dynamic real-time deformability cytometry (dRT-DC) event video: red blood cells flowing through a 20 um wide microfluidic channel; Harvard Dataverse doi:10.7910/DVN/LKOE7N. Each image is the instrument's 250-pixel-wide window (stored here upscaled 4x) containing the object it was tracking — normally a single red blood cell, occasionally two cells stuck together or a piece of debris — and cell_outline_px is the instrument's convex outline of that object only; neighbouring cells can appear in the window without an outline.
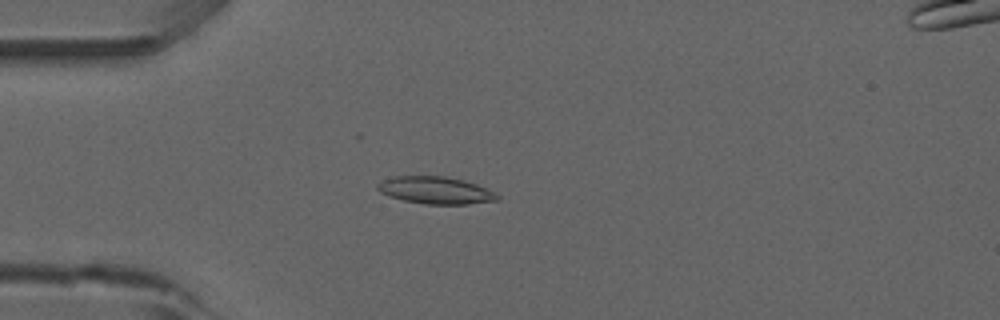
{"species": "common noctule bat (a hibernating species)", "species_latin": "Nyctalus noctula", "temperature_condition": "room temperature", "stored_images_in_passage": 39, "camera_frame_rate_fps": 3000, "um_per_image_px": 0.085, "animal": {"sex": "male", "forearm_length_mm": 52.5}, "frame": {"image": 1, "passage_image": 1, "time_ms": 0.0, "image_size_px": [1000, 320], "cell_outline_px": [[500, 200], [468, 204], [424, 204], [404, 200], [388, 196], [380, 192], [376, 188], [376, 184], [384, 180], [396, 176], [444, 176], [464, 180], [476, 184], [500, 196]], "centroid_in_image_um": [37.01, 16.18], "position_along_channel_um": 48.0, "area_um2": 18.9}}
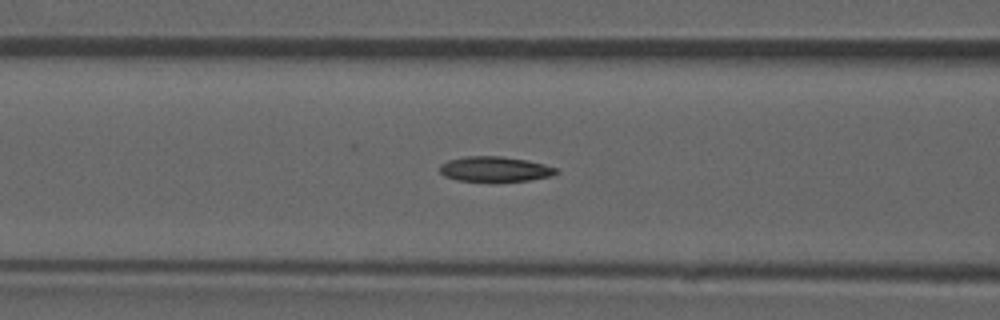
{"frame": {"image": 2, "passage_image": 8, "time_ms": 2.333, "image_size_px": [1000, 320], "cell_outline_px": [[560, 172], [552, 176], [528, 180], [456, 180], [444, 176], [440, 172], [440, 164], [448, 160], [464, 156], [500, 156], [524, 160], [544, 164], [560, 168]], "centroid_in_image_um": [42.09, 14.35], "position_along_channel_um": 124.5, "area_um2": 16.82}}
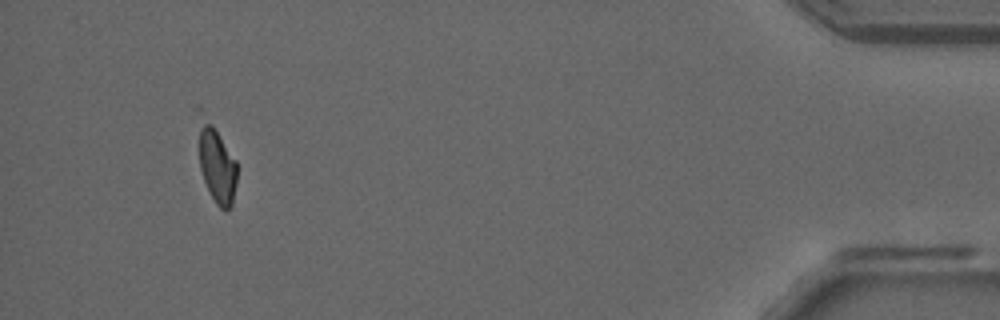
{"frame": {"image": 3, "passage_image": 36, "time_ms": 11.667, "image_size_px": [1000, 320], "cell_outline_px": [[236, 184], [232, 204], [224, 212], [216, 204], [204, 180], [200, 168], [200, 128], [204, 120], [212, 124], [236, 160]], "centroid_in_image_um": [18.48, 14.14], "position_along_channel_um": 416.7, "area_um2": 16.07}, "authors_computed_cell_mechanics": {"area_um2": 17.2244, "velocity_mm_per_s": 3.9051, "shape_relaxation_time_tau1_ms": 9.8704, "shape_relaxation_time_tau2_ms": 5.2212, "deformation_change_tau1": 0.1947, "deformation_change_tau2": 0.1159}}